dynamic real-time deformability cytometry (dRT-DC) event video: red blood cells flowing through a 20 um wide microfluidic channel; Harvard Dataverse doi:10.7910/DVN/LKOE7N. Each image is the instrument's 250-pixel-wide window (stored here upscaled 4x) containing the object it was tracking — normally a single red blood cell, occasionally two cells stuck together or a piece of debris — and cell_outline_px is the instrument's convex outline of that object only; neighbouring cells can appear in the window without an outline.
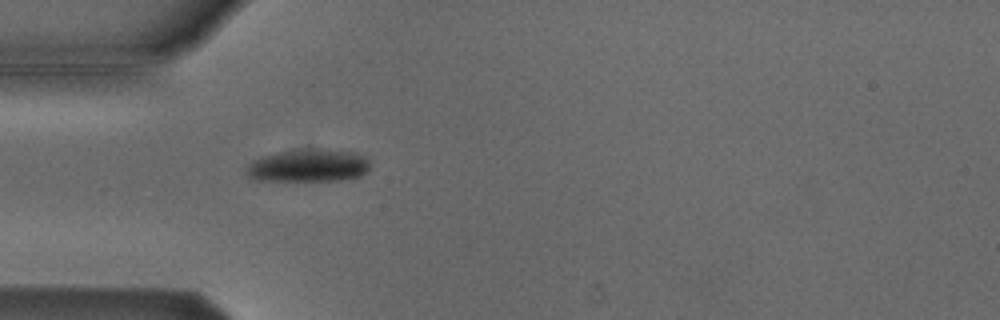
{"species": "Egyptian fruit bat (a non-hibernating species)", "species_latin": "Rousettus aegyptiacus", "temperature_condition": "cold", "stored_images_in_passage": 3, "camera_frame_rate_fps": 3000, "um_per_image_px": 0.085, "animal": {"sex": "male"}, "frame": {"image": 1, "passage_image": 3, "time_ms": 0.667, "image_size_px": [1000, 320], "cell_outline_px": [[368, 168], [360, 176], [340, 180], [256, 180], [248, 176], [248, 164], [252, 160], [260, 156], [276, 152], [352, 152], [364, 156], [368, 160]], "centroid_in_image_um": [26.15, 14.12], "position_along_channel_um": 58.8, "area_um2": 22.2}}